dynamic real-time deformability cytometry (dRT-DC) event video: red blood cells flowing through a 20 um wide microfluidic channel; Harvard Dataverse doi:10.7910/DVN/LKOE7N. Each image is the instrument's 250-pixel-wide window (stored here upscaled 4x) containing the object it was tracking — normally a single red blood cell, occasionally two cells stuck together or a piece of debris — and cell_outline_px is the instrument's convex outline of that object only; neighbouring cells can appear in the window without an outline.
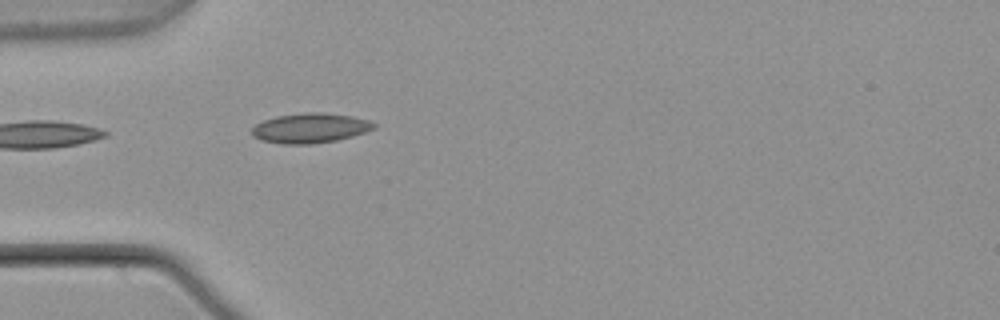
{"species": "common noctule bat (a hibernating species)", "species_latin": "Nyctalus noctula", "temperature_condition": "warm", "stored_images_in_passage": 4, "camera_frame_rate_fps": 3000, "um_per_image_px": 0.085, "animal": {"sex": "male", "body_mass_g": 21.5, "forearm_length_mm": 52.0}, "frame": {"image": 1, "passage_image": 4, "time_ms": 1.0, "image_size_px": [1000, 320], "cell_outline_px": [[376, 128], [352, 136], [336, 140], [312, 144], [284, 144], [260, 140], [252, 136], [252, 128], [256, 124], [264, 120], [276, 116], [304, 112], [320, 112], [352, 116], [368, 120], [376, 124]], "centroid_in_image_um": [26.35, 10.88], "position_along_channel_um": 58.7, "area_um2": 21.21}}